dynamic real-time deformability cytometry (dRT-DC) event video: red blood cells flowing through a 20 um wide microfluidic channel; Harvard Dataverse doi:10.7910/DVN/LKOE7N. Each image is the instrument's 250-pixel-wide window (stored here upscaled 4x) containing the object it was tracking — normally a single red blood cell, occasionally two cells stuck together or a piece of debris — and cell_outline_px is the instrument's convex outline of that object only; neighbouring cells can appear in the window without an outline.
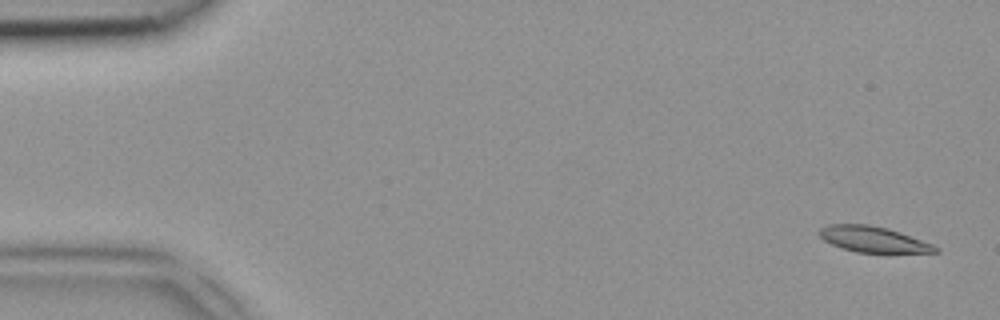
{"species": "common noctule bat (a hibernating species)", "species_latin": "Nyctalus noctula", "temperature_condition": "room temperature", "stored_images_in_passage": 48, "camera_frame_rate_fps": 3000, "um_per_image_px": 0.085, "animal": {"sex": "female", "body_mass_g": 18.4}, "frame": {"image": 1, "passage_image": 2, "time_ms": 0.333, "image_size_px": [1000, 320], "cell_outline_px": [[940, 252], [856, 252], [832, 244], [824, 240], [820, 236], [820, 228], [828, 224], [868, 224], [888, 228], [932, 244], [940, 248]], "centroid_in_image_um": [74.22, 20.33], "position_along_channel_um": 10.8, "area_um2": 17.11}}
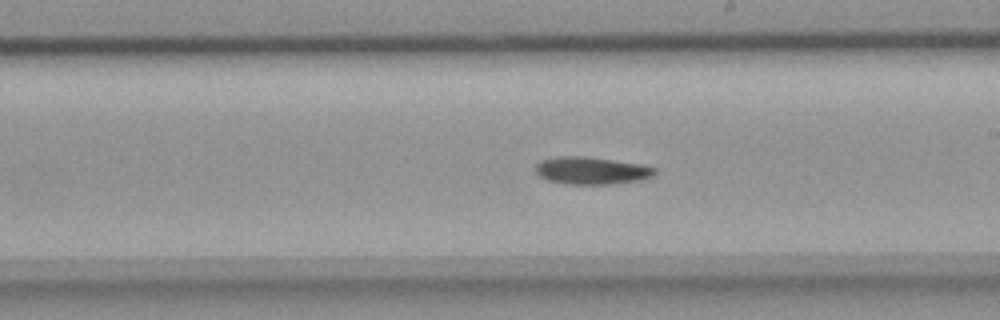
{"frame": {"image": 2, "passage_image": 27, "time_ms": 8.667, "image_size_px": [1000, 320], "cell_outline_px": [[656, 172], [652, 176], [640, 180], [616, 184], [564, 184], [548, 180], [540, 176], [536, 172], [536, 164], [540, 160], [556, 156], [584, 156], [640, 164], [656, 168]], "centroid_in_image_um": [50.26, 14.5], "position_along_channel_um": 238.7, "area_um2": 19.07}}
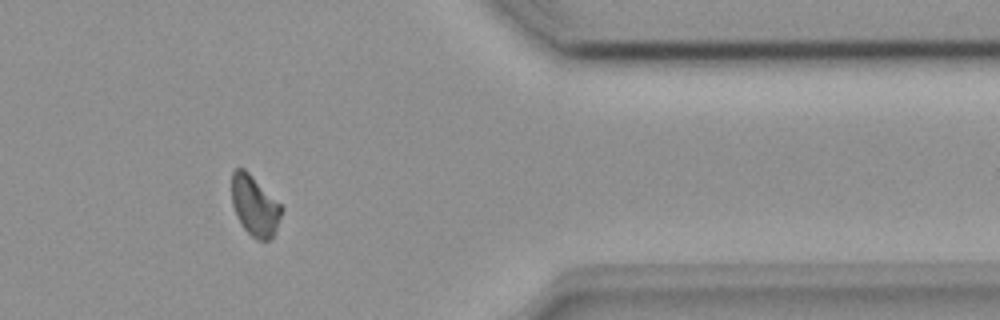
{"frame": {"image": 3, "passage_image": 39, "time_ms": 12.667, "image_size_px": [1000, 320], "cell_outline_px": [[284, 208], [276, 228], [272, 236], [268, 240], [260, 240], [252, 236], [244, 228], [236, 216], [232, 204], [232, 172], [236, 168], [244, 168]], "centroid_in_image_um": [21.63, 17.48], "position_along_channel_um": 389.8, "area_um2": 17.17}}